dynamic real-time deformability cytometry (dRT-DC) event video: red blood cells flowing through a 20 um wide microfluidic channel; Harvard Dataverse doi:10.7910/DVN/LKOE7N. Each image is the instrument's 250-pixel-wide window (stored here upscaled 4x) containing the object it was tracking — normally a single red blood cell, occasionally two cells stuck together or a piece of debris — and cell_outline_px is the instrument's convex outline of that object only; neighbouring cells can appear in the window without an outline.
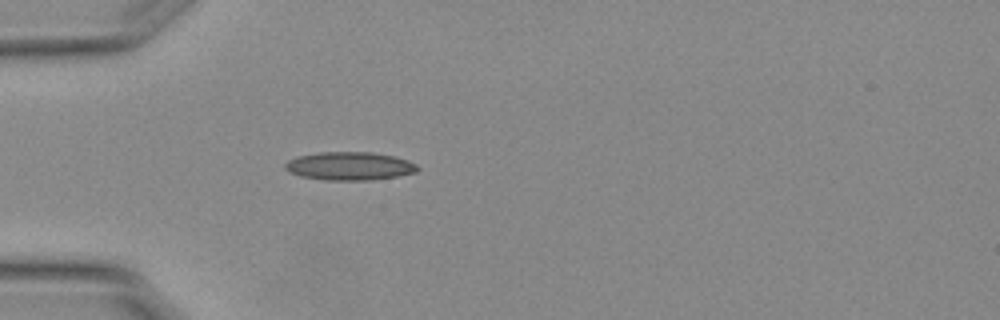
{"species": "Egyptian fruit bat (a non-hibernating species)", "species_latin": "Rousettus aegyptiacus", "temperature_condition": "warm", "stored_images_in_passage": 39, "camera_frame_rate_fps": 3000, "um_per_image_px": 0.085, "animal": {"sex": "female"}, "frame": {"image": 1, "passage_image": 1, "time_ms": 0.0, "image_size_px": [1000, 320], "cell_outline_px": [[420, 168], [416, 172], [396, 176], [372, 180], [324, 180], [300, 176], [288, 172], [284, 168], [284, 164], [288, 160], [296, 156], [320, 152], [372, 152], [392, 156], [408, 160], [416, 164]], "centroid_in_image_um": [29.68, 14.11], "position_along_channel_um": 55.3, "area_um2": 21.91}}
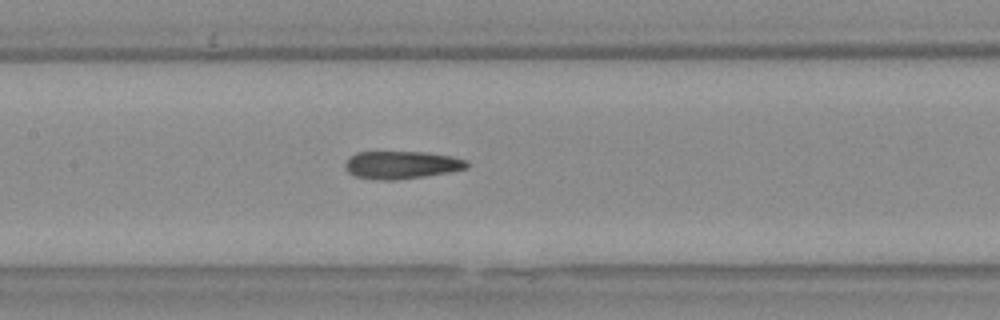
{"frame": {"image": 2, "passage_image": 11, "time_ms": 3.333, "image_size_px": [1000, 320], "cell_outline_px": [[468, 168], [448, 172], [424, 176], [396, 180], [380, 180], [356, 176], [348, 172], [344, 164], [356, 152], [424, 152], [452, 156], [468, 160]], "centroid_in_image_um": [34.16, 14.01], "position_along_channel_um": 173.2, "area_um2": 19.54}}
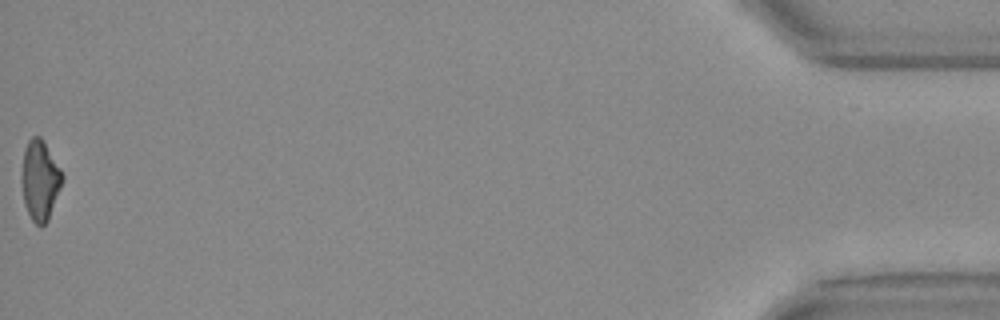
{"frame": {"image": 3, "passage_image": 39, "time_ms": 12.667, "image_size_px": [1000, 320], "cell_outline_px": [[64, 176], [60, 188], [48, 220], [44, 224], [36, 224], [32, 220], [24, 204], [20, 180], [20, 176], [24, 148], [28, 140], [32, 136], [40, 136], [44, 140], [60, 168]], "centroid_in_image_um": [3.37, 15.27], "position_along_channel_um": 431.8, "area_um2": 19.07}, "authors_computed_cell_mechanics": {"area_um2": 19.5364, "velocity_mm_per_s": 3.7992, "shape_relaxation_time_tau1_ms": null, "shape_relaxation_time_tau2_ms": 3.5775, "deformation_change_tau1": null, "deformation_change_tau2": 0.136}}